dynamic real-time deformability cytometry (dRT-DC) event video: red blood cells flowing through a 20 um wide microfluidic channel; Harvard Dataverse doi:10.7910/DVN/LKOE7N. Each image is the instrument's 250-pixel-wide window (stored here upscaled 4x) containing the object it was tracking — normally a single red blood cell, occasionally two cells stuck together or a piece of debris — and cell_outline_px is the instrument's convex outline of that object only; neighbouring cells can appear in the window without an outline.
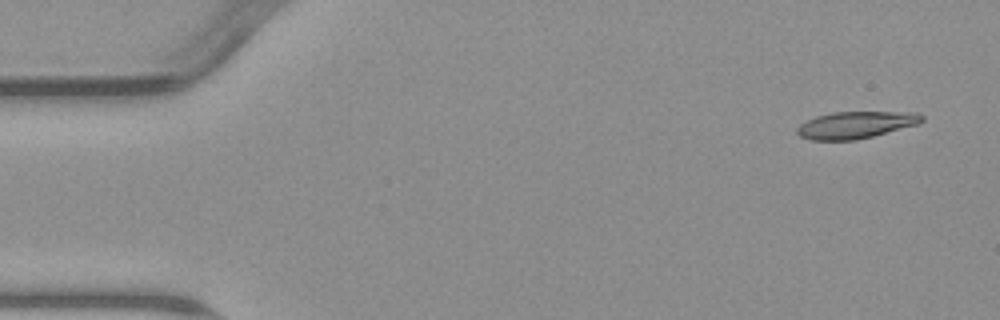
{"species": "common noctule bat (a hibernating species)", "species_latin": "Nyctalus noctula", "temperature_condition": "warm", "stored_images_in_passage": 4, "camera_frame_rate_fps": 3000, "um_per_image_px": 0.085, "animal": {"sex": "male", "body_mass_g": 23.1, "forearm_length_mm": 52.7}, "frame": {"image": 1, "passage_image": 1, "time_ms": 0.0, "image_size_px": [1000, 320], "cell_outline_px": [[924, 120], [920, 124], [856, 140], [812, 140], [800, 136], [796, 132], [796, 128], [800, 124], [816, 116], [832, 112], [916, 112], [924, 116]], "centroid_in_image_um": [72.76, 10.61], "position_along_channel_um": 12.2, "area_um2": 19.65}}
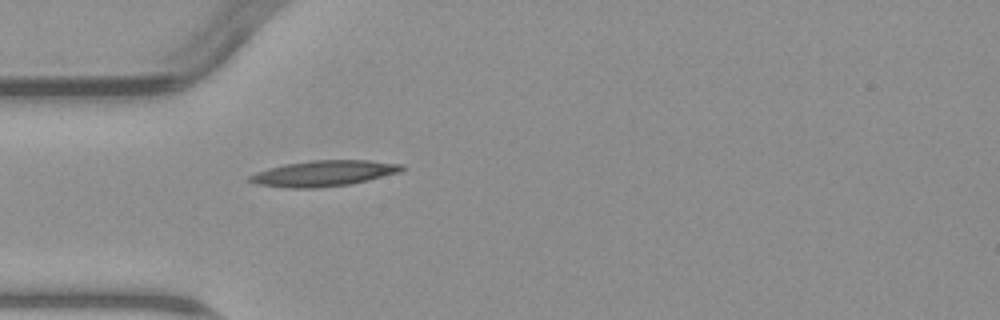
{"frame": {"image": 2, "passage_image": 4, "time_ms": 4.333, "image_size_px": [1000, 320], "cell_outline_px": [[404, 168], [400, 172], [368, 180], [348, 184], [316, 188], [292, 188], [256, 184], [248, 180], [248, 176], [256, 172], [284, 164], [312, 160], [368, 160], [404, 164]], "centroid_in_image_um": [27.52, 14.73], "position_along_channel_um": 57.5, "area_um2": 22.72}}